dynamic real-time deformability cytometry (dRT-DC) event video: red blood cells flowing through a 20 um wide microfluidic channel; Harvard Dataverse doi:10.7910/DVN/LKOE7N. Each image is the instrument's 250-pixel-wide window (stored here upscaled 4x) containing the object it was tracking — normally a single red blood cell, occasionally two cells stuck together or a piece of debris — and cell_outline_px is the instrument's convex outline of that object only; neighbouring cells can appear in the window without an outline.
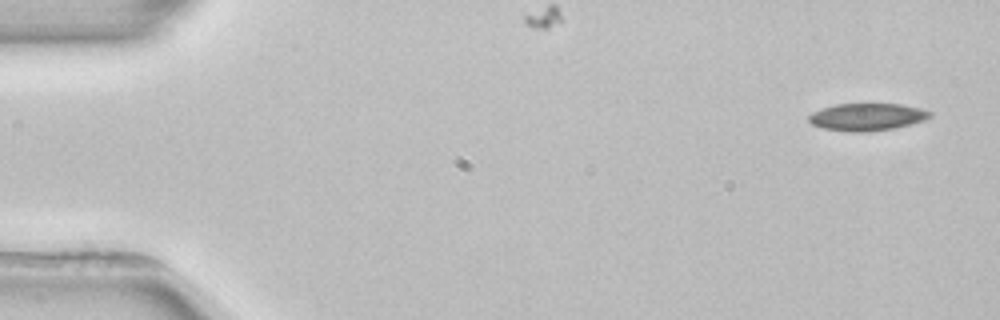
{"species": "common noctule bat (a hibernating species)", "species_latin": "Nyctalus noctula", "temperature_condition": "room temperature", "stored_images_in_passage": 5, "camera_frame_rate_fps": 3000, "um_per_image_px": 0.085, "animal": {"sex": "female", "body_mass_g": 22.7, "forearm_length_mm": 54.2}, "frame": {"image": 1, "passage_image": 1, "time_ms": 0.0, "image_size_px": [1000, 320], "cell_outline_px": [[932, 116], [924, 120], [892, 128], [868, 132], [848, 132], [824, 128], [812, 124], [808, 120], [808, 116], [812, 112], [820, 108], [836, 104], [900, 104], [920, 108], [932, 112]], "centroid_in_image_um": [73.66, 9.93], "position_along_channel_um": 11.3, "area_um2": 19.25}}
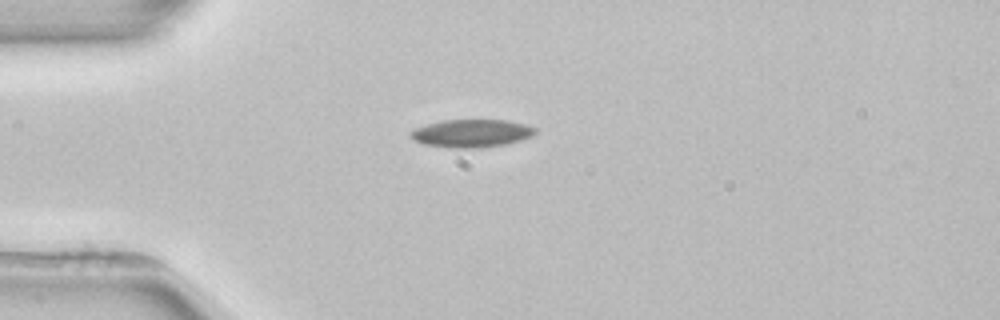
{"frame": {"image": 2, "passage_image": 4, "time_ms": 3.667, "image_size_px": [1000, 320], "cell_outline_px": [[536, 132], [532, 136], [520, 140], [504, 144], [484, 148], [452, 148], [424, 144], [408, 136], [408, 132], [416, 128], [428, 124], [444, 120], [504, 120], [524, 124], [536, 128]], "centroid_in_image_um": [40.07, 11.34], "position_along_channel_um": 44.9, "area_um2": 20.17}}